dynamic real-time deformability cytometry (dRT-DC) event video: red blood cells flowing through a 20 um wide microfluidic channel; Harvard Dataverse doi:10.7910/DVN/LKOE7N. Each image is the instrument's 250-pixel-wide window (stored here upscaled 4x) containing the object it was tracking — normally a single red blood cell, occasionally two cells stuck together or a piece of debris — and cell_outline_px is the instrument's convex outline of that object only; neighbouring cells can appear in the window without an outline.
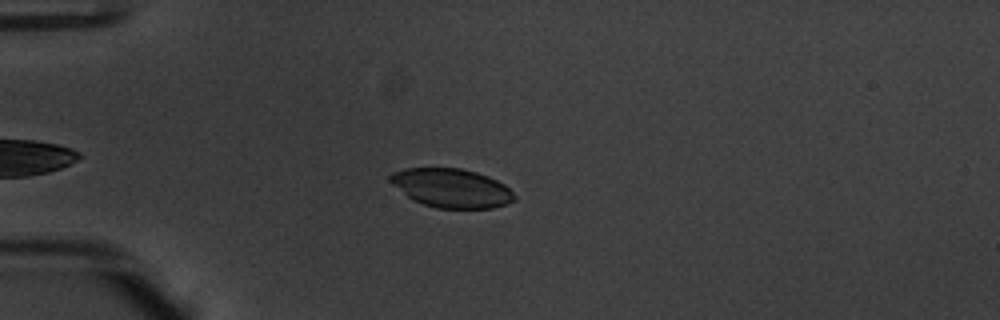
{"species": "common noctule bat (a hibernating species)", "species_latin": "Nyctalus noctula", "temperature_condition": "warm", "stored_images_in_passage": 45, "camera_frame_rate_fps": 3000, "um_per_image_px": 0.085, "animal": {"sex": "male", "body_mass_g": 20.1, "forearm_length_mm": 53.5}, "frame": {"image": 1, "passage_image": 12, "time_ms": 3.667, "image_size_px": [1000, 320], "cell_outline_px": [[516, 200], [492, 208], [436, 208], [424, 204], [408, 196], [392, 184], [388, 180], [388, 176], [392, 172], [404, 168], [460, 168], [476, 172], [488, 176], [504, 184], [516, 196]], "centroid_in_image_um": [38.37, 15.97], "position_along_channel_um": 46.6, "area_um2": 27.98}}
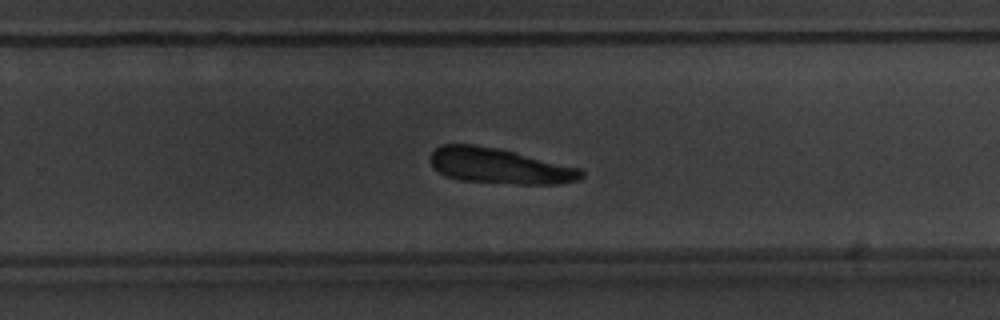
{"frame": {"image": 2, "passage_image": 33, "time_ms": 10.667, "image_size_px": [1000, 320], "cell_outline_px": [[584, 176], [580, 180], [560, 184], [516, 184], [460, 180], [448, 176], [440, 172], [432, 164], [432, 152], [440, 144], [472, 144], [496, 148], [580, 168], [584, 172]], "centroid_in_image_um": [42.5, 14.12], "position_along_channel_um": 287.3, "area_um2": 30.81}}
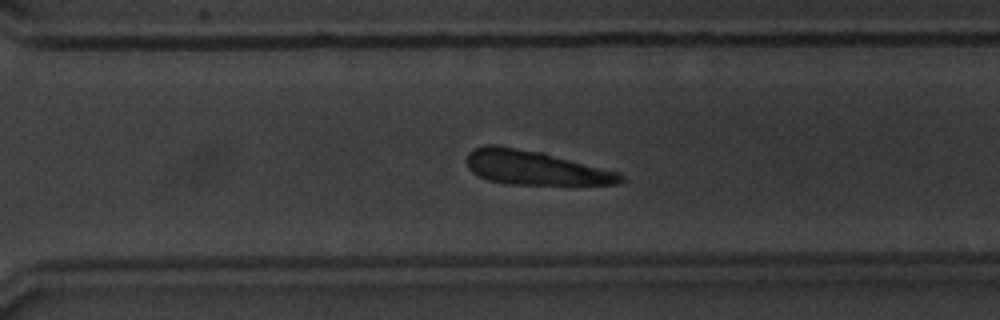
{"frame": {"image": 3, "passage_image": 36, "time_ms": 11.667, "image_size_px": [1000, 320], "cell_outline_px": [[628, 180], [616, 184], [508, 184], [488, 180], [472, 172], [468, 168], [468, 152], [484, 144], [492, 144], [544, 152], [620, 172]], "centroid_in_image_um": [45.52, 14.25], "position_along_channel_um": 325.1, "area_um2": 30.75}}